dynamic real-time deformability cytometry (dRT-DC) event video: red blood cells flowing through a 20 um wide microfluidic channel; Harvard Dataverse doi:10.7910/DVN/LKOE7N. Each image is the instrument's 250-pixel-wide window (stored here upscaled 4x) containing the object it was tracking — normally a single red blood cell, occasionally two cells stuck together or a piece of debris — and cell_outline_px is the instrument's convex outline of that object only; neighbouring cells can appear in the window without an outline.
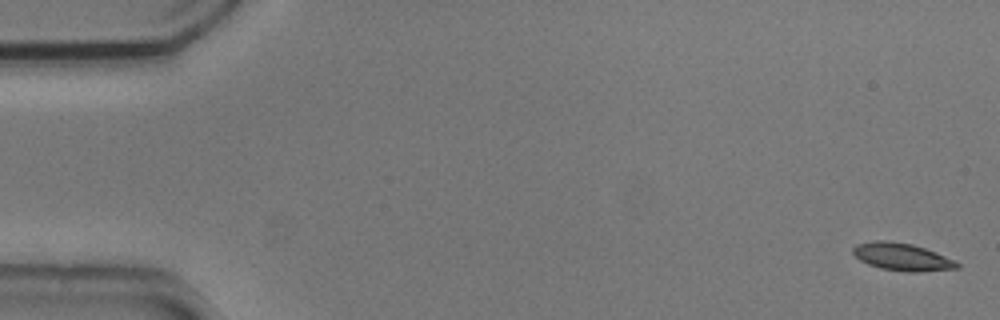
{"species": "common noctule bat (a hibernating species)", "species_latin": "Nyctalus noctula", "temperature_condition": "cold", "stored_images_in_passage": 6, "camera_frame_rate_fps": 3000, "um_per_image_px": 0.085, "animal": {"sex": "male", "body_mass_g": 20.5, "forearm_length_mm": 52.5}, "frame": {"image": 1, "passage_image": 1, "time_ms": 0.0, "image_size_px": [1000, 320], "cell_outline_px": [[960, 268], [916, 272], [904, 272], [880, 268], [868, 264], [860, 260], [852, 252], [852, 248], [856, 244], [872, 240], [888, 240], [912, 244], [936, 252], [960, 264]], "centroid_in_image_um": [76.63, 21.83], "position_along_channel_um": 8.4, "area_um2": 16.7}}